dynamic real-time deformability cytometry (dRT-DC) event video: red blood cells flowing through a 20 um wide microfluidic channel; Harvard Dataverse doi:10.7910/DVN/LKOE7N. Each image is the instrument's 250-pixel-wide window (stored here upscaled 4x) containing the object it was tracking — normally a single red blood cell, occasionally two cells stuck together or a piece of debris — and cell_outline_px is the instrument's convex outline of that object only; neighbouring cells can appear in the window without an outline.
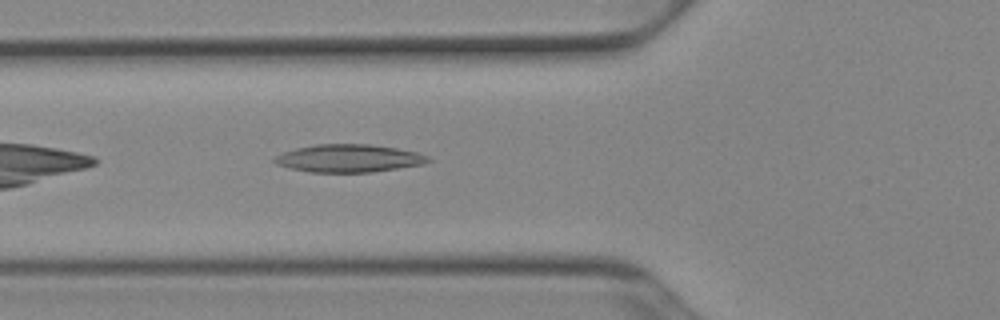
{"species": "Egyptian fruit bat (a non-hibernating species)", "species_latin": "Rousettus aegyptiacus", "temperature_condition": "cold", "stored_images_in_passage": 32, "camera_frame_rate_fps": 3000, "um_per_image_px": 0.085, "animal": {"sex": "female"}, "frame": {"image": 1, "passage_image": 4, "time_ms": 1.0, "image_size_px": [1000, 320], "cell_outline_px": [[432, 160], [424, 164], [372, 172], [312, 172], [292, 168], [276, 164], [272, 160], [276, 156], [284, 152], [296, 148], [316, 144], [368, 144], [396, 148], [416, 152], [428, 156]], "centroid_in_image_um": [29.66, 13.45], "position_along_channel_um": 96.1, "area_um2": 24.68}}
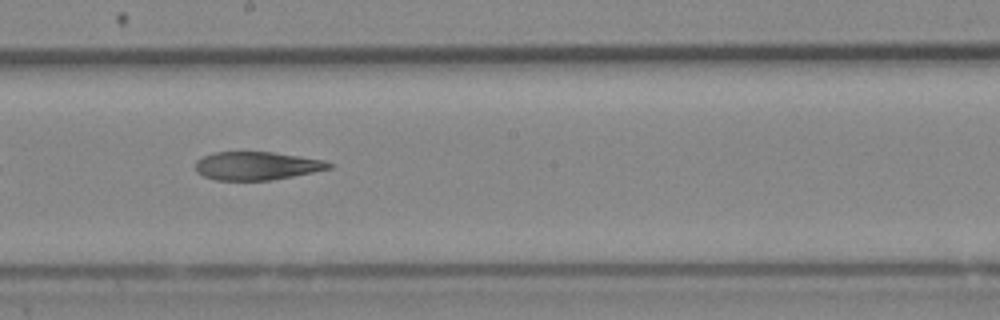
{"frame": {"image": 2, "passage_image": 14, "time_ms": 4.333, "image_size_px": [1000, 320], "cell_outline_px": [[332, 168], [272, 180], [216, 180], [204, 176], [196, 172], [196, 160], [212, 152], [272, 152], [324, 160], [332, 164]], "centroid_in_image_um": [21.8, 14.09], "position_along_channel_um": 226.4, "area_um2": 21.85}}
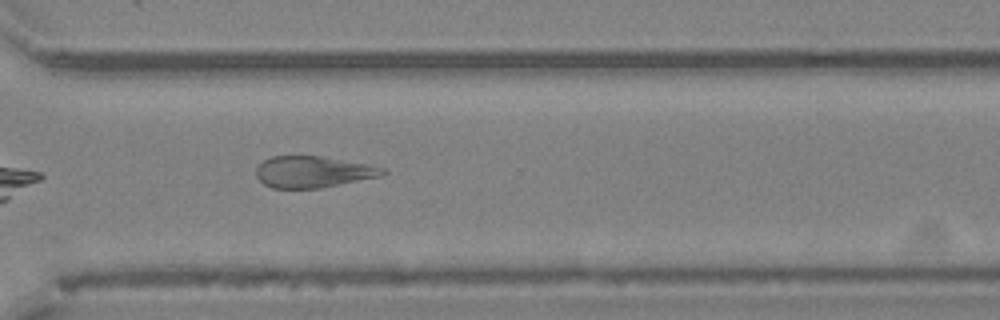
{"frame": {"image": 3, "passage_image": 23, "time_ms": 7.333, "image_size_px": [1000, 320], "cell_outline_px": [[388, 172], [380, 176], [320, 188], [272, 188], [264, 184], [256, 176], [256, 168], [264, 160], [272, 156], [324, 156], [368, 164], [384, 168]], "centroid_in_image_um": [26.61, 14.6], "position_along_channel_um": 344.0, "area_um2": 23.12}, "authors_computed_cell_mechanics": {"area_um2": 23.9581, "velocity_mm_per_s": 3.9219, "shape_relaxation_time_tau1_ms": null, "shape_relaxation_time_tau2_ms": 6.4558, "deformation_change_tau1": null, "deformation_change_tau2": 0.1762}}